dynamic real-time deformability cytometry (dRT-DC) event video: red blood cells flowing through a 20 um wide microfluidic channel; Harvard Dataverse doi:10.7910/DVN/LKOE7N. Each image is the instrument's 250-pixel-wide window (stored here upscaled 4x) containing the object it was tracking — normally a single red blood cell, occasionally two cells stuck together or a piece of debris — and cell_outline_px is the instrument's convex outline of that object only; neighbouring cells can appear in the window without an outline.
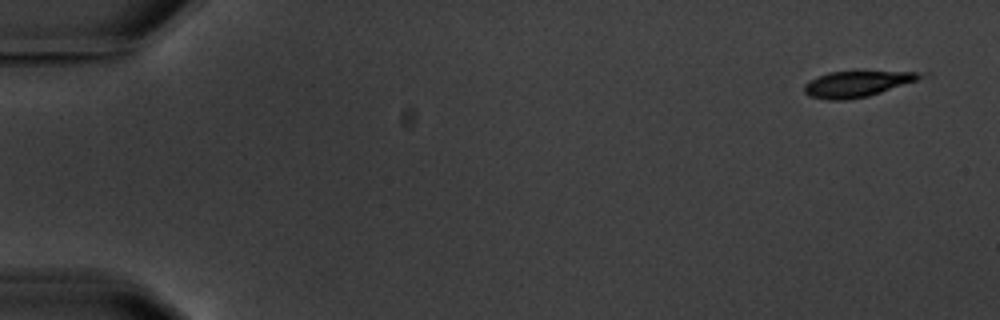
{"species": "common noctule bat (a hibernating species)", "species_latin": "Nyctalus noctula", "temperature_condition": "warm", "stored_images_in_passage": 5, "camera_frame_rate_fps": 3000, "um_per_image_px": 0.085, "animal": {"sex": "male", "body_mass_g": 20.1, "forearm_length_mm": 53.5}, "frame": {"image": 1, "passage_image": 1, "time_ms": 0.0, "image_size_px": [1000, 320], "cell_outline_px": [[932, 76], [868, 96], [844, 100], [828, 100], [808, 96], [804, 92], [804, 84], [828, 72], [932, 72]], "centroid_in_image_um": [72.96, 7.13], "position_along_channel_um": 12.0, "area_um2": 17.57}}
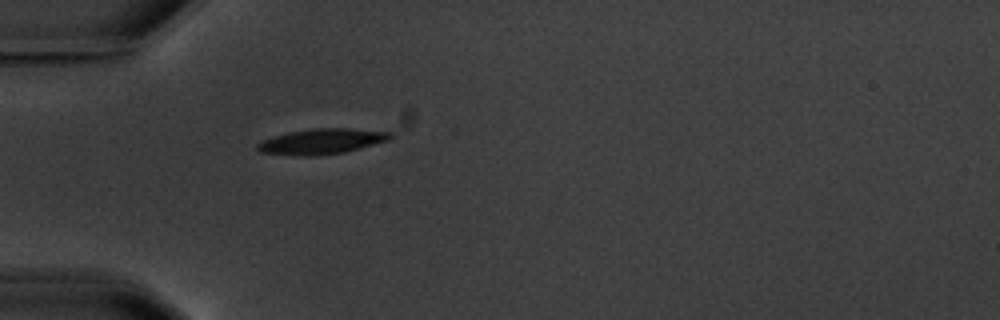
{"frame": {"image": 2, "passage_image": 5, "time_ms": 5.0, "image_size_px": [1000, 320], "cell_outline_px": [[396, 136], [388, 140], [360, 148], [344, 152], [316, 156], [300, 156], [260, 152], [256, 148], [256, 144], [260, 140], [288, 132], [312, 128], [348, 128], [392, 132]], "centroid_in_image_um": [27.33, 12.01], "position_along_channel_um": 57.7, "area_um2": 19.83}}